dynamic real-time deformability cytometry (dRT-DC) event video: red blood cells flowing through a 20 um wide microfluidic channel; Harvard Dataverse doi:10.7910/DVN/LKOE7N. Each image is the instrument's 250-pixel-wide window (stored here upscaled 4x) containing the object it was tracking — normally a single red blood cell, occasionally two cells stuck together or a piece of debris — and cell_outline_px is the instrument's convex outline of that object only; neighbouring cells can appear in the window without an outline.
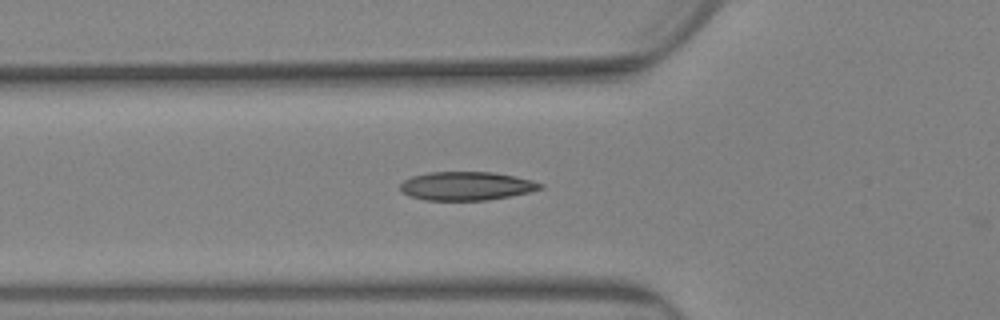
{"species": "Egyptian fruit bat (a non-hibernating species)", "species_latin": "Rousettus aegyptiacus", "temperature_condition": "warm", "stored_images_in_passage": 50, "camera_frame_rate_fps": 3000, "um_per_image_px": 0.085, "animal": {"sex": "female"}, "frame": {"image": 1, "passage_image": 3, "time_ms": 0.667, "image_size_px": [1000, 320], "cell_outline_px": [[544, 188], [528, 192], [488, 200], [424, 200], [408, 196], [400, 192], [400, 184], [404, 180], [412, 176], [428, 172], [492, 172], [516, 176], [532, 180], [544, 184]], "centroid_in_image_um": [39.62, 15.81], "position_along_channel_um": 86.2, "area_um2": 23.47}}
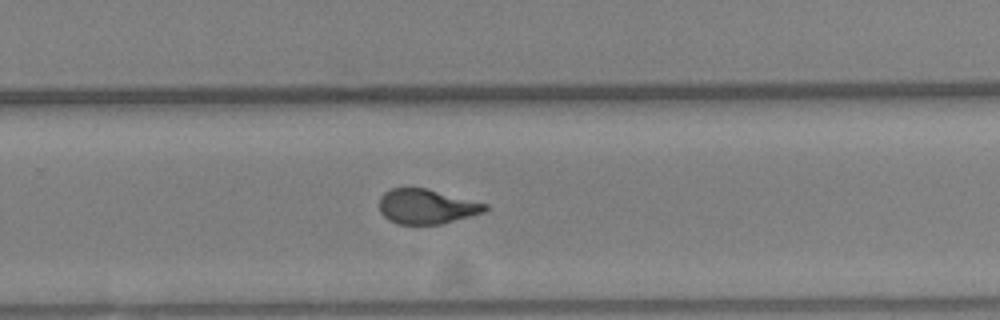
{"frame": {"image": 2, "passage_image": 28, "time_ms": 9.0, "image_size_px": [1000, 320], "cell_outline_px": [[488, 208], [484, 212], [440, 224], [396, 224], [388, 220], [380, 212], [380, 196], [384, 192], [392, 188], [428, 188], [488, 204]], "centroid_in_image_um": [36.24, 17.55], "position_along_channel_um": 293.6, "area_um2": 21.44}}
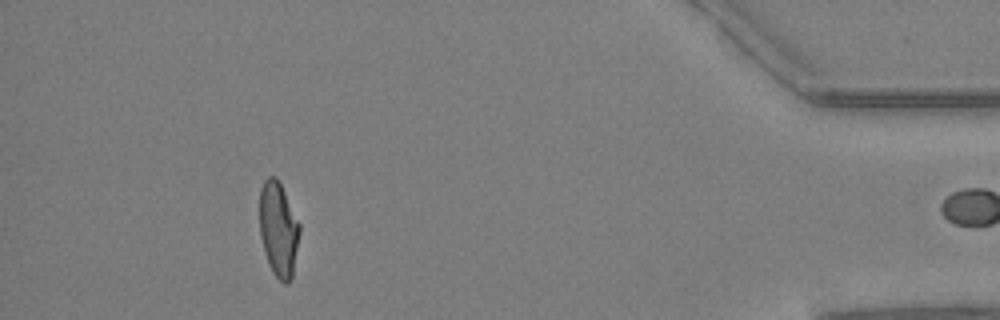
{"frame": {"image": 3, "passage_image": 49, "time_ms": 16.0, "image_size_px": [1000, 320], "cell_outline_px": [[300, 232], [292, 276], [288, 284], [284, 284], [272, 272], [268, 264], [264, 252], [260, 236], [260, 188], [264, 180], [268, 176], [276, 176], [300, 224]], "centroid_in_image_um": [23.66, 19.5], "position_along_channel_um": 411.5, "area_um2": 22.02}}